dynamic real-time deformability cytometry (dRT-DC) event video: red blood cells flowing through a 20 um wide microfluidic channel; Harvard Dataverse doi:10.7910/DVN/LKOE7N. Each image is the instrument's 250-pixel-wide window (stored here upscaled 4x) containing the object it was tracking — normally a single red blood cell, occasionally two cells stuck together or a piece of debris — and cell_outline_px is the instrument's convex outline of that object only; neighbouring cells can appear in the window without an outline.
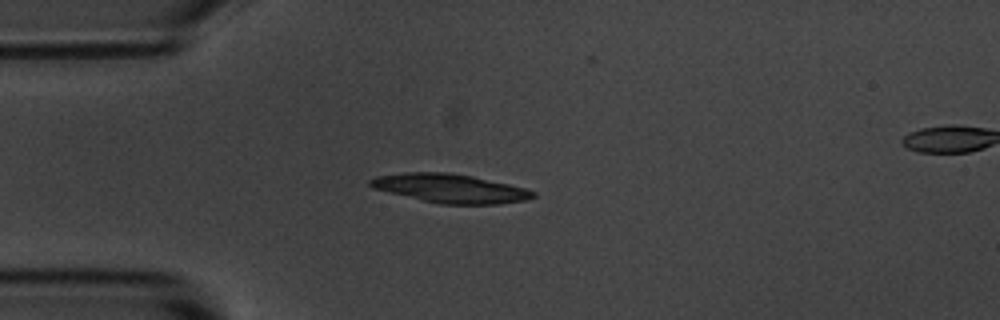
{"species": "common noctule bat (a hibernating species)", "species_latin": "Nyctalus noctula", "temperature_condition": "room temperature", "stored_images_in_passage": 4, "segment_of_instrument_passage": [1, 2], "camera_frame_rate_fps": 3000, "um_per_image_px": 0.085, "animal": {"sex": "male", "body_mass_g": 20.1, "forearm_length_mm": 53.5}, "frame": {"image": 1, "passage_image": 3, "time_ms": 2.333, "image_size_px": [1000, 320], "cell_outline_px": [[536, 196], [524, 200], [500, 204], [440, 204], [388, 192], [372, 188], [368, 184], [368, 180], [376, 176], [404, 172], [448, 172], [472, 176], [508, 184], [524, 188], [536, 192]], "centroid_in_image_um": [38.24, 16.01], "position_along_channel_um": 46.8, "area_um2": 27.22}}